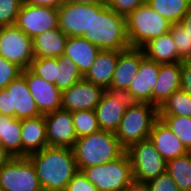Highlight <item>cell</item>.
Here are the masks:
<instances>
[{
    "mask_svg": "<svg viewBox=\"0 0 191 191\" xmlns=\"http://www.w3.org/2000/svg\"><path fill=\"white\" fill-rule=\"evenodd\" d=\"M43 191H65L68 183L79 171L73 150L47 146L30 154Z\"/></svg>",
    "mask_w": 191,
    "mask_h": 191,
    "instance_id": "cell-1",
    "label": "cell"
},
{
    "mask_svg": "<svg viewBox=\"0 0 191 191\" xmlns=\"http://www.w3.org/2000/svg\"><path fill=\"white\" fill-rule=\"evenodd\" d=\"M81 37L100 50L124 51L130 48L126 17L115 13L107 5H97V11H91L90 28Z\"/></svg>",
    "mask_w": 191,
    "mask_h": 191,
    "instance_id": "cell-2",
    "label": "cell"
},
{
    "mask_svg": "<svg viewBox=\"0 0 191 191\" xmlns=\"http://www.w3.org/2000/svg\"><path fill=\"white\" fill-rule=\"evenodd\" d=\"M72 150L79 170L112 162L126 152L116 135L104 130L77 138Z\"/></svg>",
    "mask_w": 191,
    "mask_h": 191,
    "instance_id": "cell-3",
    "label": "cell"
},
{
    "mask_svg": "<svg viewBox=\"0 0 191 191\" xmlns=\"http://www.w3.org/2000/svg\"><path fill=\"white\" fill-rule=\"evenodd\" d=\"M158 119L157 107L151 103H139L136 107L125 110L114 134L121 146L127 150L131 145L147 140L154 123Z\"/></svg>",
    "mask_w": 191,
    "mask_h": 191,
    "instance_id": "cell-4",
    "label": "cell"
},
{
    "mask_svg": "<svg viewBox=\"0 0 191 191\" xmlns=\"http://www.w3.org/2000/svg\"><path fill=\"white\" fill-rule=\"evenodd\" d=\"M126 25L131 48H141L151 39L169 32L172 26L147 3L126 17Z\"/></svg>",
    "mask_w": 191,
    "mask_h": 191,
    "instance_id": "cell-5",
    "label": "cell"
},
{
    "mask_svg": "<svg viewBox=\"0 0 191 191\" xmlns=\"http://www.w3.org/2000/svg\"><path fill=\"white\" fill-rule=\"evenodd\" d=\"M79 171L99 191H123L133 180L132 165L126 152L112 162L81 168Z\"/></svg>",
    "mask_w": 191,
    "mask_h": 191,
    "instance_id": "cell-6",
    "label": "cell"
},
{
    "mask_svg": "<svg viewBox=\"0 0 191 191\" xmlns=\"http://www.w3.org/2000/svg\"><path fill=\"white\" fill-rule=\"evenodd\" d=\"M140 102L126 89L107 88L94 109L100 130L115 133L125 110L136 107Z\"/></svg>",
    "mask_w": 191,
    "mask_h": 191,
    "instance_id": "cell-7",
    "label": "cell"
},
{
    "mask_svg": "<svg viewBox=\"0 0 191 191\" xmlns=\"http://www.w3.org/2000/svg\"><path fill=\"white\" fill-rule=\"evenodd\" d=\"M0 114L20 120L41 115L29 91L25 70L6 88L0 90Z\"/></svg>",
    "mask_w": 191,
    "mask_h": 191,
    "instance_id": "cell-8",
    "label": "cell"
},
{
    "mask_svg": "<svg viewBox=\"0 0 191 191\" xmlns=\"http://www.w3.org/2000/svg\"><path fill=\"white\" fill-rule=\"evenodd\" d=\"M126 153L132 165L133 180L148 182L166 172L167 161L149 139L131 145Z\"/></svg>",
    "mask_w": 191,
    "mask_h": 191,
    "instance_id": "cell-9",
    "label": "cell"
},
{
    "mask_svg": "<svg viewBox=\"0 0 191 191\" xmlns=\"http://www.w3.org/2000/svg\"><path fill=\"white\" fill-rule=\"evenodd\" d=\"M0 191H43L28 157H11L0 169Z\"/></svg>",
    "mask_w": 191,
    "mask_h": 191,
    "instance_id": "cell-10",
    "label": "cell"
},
{
    "mask_svg": "<svg viewBox=\"0 0 191 191\" xmlns=\"http://www.w3.org/2000/svg\"><path fill=\"white\" fill-rule=\"evenodd\" d=\"M0 56L22 70L28 69L34 59L32 39L16 25L5 26L0 38Z\"/></svg>",
    "mask_w": 191,
    "mask_h": 191,
    "instance_id": "cell-11",
    "label": "cell"
},
{
    "mask_svg": "<svg viewBox=\"0 0 191 191\" xmlns=\"http://www.w3.org/2000/svg\"><path fill=\"white\" fill-rule=\"evenodd\" d=\"M15 25L34 39L42 32L58 28V10L50 6H32L23 3Z\"/></svg>",
    "mask_w": 191,
    "mask_h": 191,
    "instance_id": "cell-12",
    "label": "cell"
},
{
    "mask_svg": "<svg viewBox=\"0 0 191 191\" xmlns=\"http://www.w3.org/2000/svg\"><path fill=\"white\" fill-rule=\"evenodd\" d=\"M58 28L67 36L81 37L88 33L91 11H97L96 4H74L65 2L58 9Z\"/></svg>",
    "mask_w": 191,
    "mask_h": 191,
    "instance_id": "cell-13",
    "label": "cell"
},
{
    "mask_svg": "<svg viewBox=\"0 0 191 191\" xmlns=\"http://www.w3.org/2000/svg\"><path fill=\"white\" fill-rule=\"evenodd\" d=\"M104 91L102 87L82 78L69 89L62 91L61 109L70 112L94 110Z\"/></svg>",
    "mask_w": 191,
    "mask_h": 191,
    "instance_id": "cell-14",
    "label": "cell"
},
{
    "mask_svg": "<svg viewBox=\"0 0 191 191\" xmlns=\"http://www.w3.org/2000/svg\"><path fill=\"white\" fill-rule=\"evenodd\" d=\"M48 146L72 149L77 136L71 112L58 109L44 115Z\"/></svg>",
    "mask_w": 191,
    "mask_h": 191,
    "instance_id": "cell-15",
    "label": "cell"
},
{
    "mask_svg": "<svg viewBox=\"0 0 191 191\" xmlns=\"http://www.w3.org/2000/svg\"><path fill=\"white\" fill-rule=\"evenodd\" d=\"M25 79L41 115L61 109L62 92L55 84L37 76L29 68L25 69Z\"/></svg>",
    "mask_w": 191,
    "mask_h": 191,
    "instance_id": "cell-16",
    "label": "cell"
},
{
    "mask_svg": "<svg viewBox=\"0 0 191 191\" xmlns=\"http://www.w3.org/2000/svg\"><path fill=\"white\" fill-rule=\"evenodd\" d=\"M182 62L159 64L156 85L152 91V105L158 109L168 97L181 89Z\"/></svg>",
    "mask_w": 191,
    "mask_h": 191,
    "instance_id": "cell-17",
    "label": "cell"
},
{
    "mask_svg": "<svg viewBox=\"0 0 191 191\" xmlns=\"http://www.w3.org/2000/svg\"><path fill=\"white\" fill-rule=\"evenodd\" d=\"M144 57L141 48L130 47L124 51H119L118 62L109 88L128 90Z\"/></svg>",
    "mask_w": 191,
    "mask_h": 191,
    "instance_id": "cell-18",
    "label": "cell"
},
{
    "mask_svg": "<svg viewBox=\"0 0 191 191\" xmlns=\"http://www.w3.org/2000/svg\"><path fill=\"white\" fill-rule=\"evenodd\" d=\"M159 63L144 57L141 60L138 72L130 84L128 91L140 103L152 104V91L157 82Z\"/></svg>",
    "mask_w": 191,
    "mask_h": 191,
    "instance_id": "cell-19",
    "label": "cell"
},
{
    "mask_svg": "<svg viewBox=\"0 0 191 191\" xmlns=\"http://www.w3.org/2000/svg\"><path fill=\"white\" fill-rule=\"evenodd\" d=\"M148 139L166 161L189 152L179 138L160 119L154 123Z\"/></svg>",
    "mask_w": 191,
    "mask_h": 191,
    "instance_id": "cell-20",
    "label": "cell"
},
{
    "mask_svg": "<svg viewBox=\"0 0 191 191\" xmlns=\"http://www.w3.org/2000/svg\"><path fill=\"white\" fill-rule=\"evenodd\" d=\"M22 157L41 151L48 146L44 115L21 119Z\"/></svg>",
    "mask_w": 191,
    "mask_h": 191,
    "instance_id": "cell-21",
    "label": "cell"
},
{
    "mask_svg": "<svg viewBox=\"0 0 191 191\" xmlns=\"http://www.w3.org/2000/svg\"><path fill=\"white\" fill-rule=\"evenodd\" d=\"M119 51L100 50L83 78L104 90L110 87L118 62Z\"/></svg>",
    "mask_w": 191,
    "mask_h": 191,
    "instance_id": "cell-22",
    "label": "cell"
},
{
    "mask_svg": "<svg viewBox=\"0 0 191 191\" xmlns=\"http://www.w3.org/2000/svg\"><path fill=\"white\" fill-rule=\"evenodd\" d=\"M100 49L83 37H68L65 43L64 54L69 57L84 76L94 63Z\"/></svg>",
    "mask_w": 191,
    "mask_h": 191,
    "instance_id": "cell-23",
    "label": "cell"
},
{
    "mask_svg": "<svg viewBox=\"0 0 191 191\" xmlns=\"http://www.w3.org/2000/svg\"><path fill=\"white\" fill-rule=\"evenodd\" d=\"M67 38L59 28L37 35L32 39L34 58H57L63 55Z\"/></svg>",
    "mask_w": 191,
    "mask_h": 191,
    "instance_id": "cell-24",
    "label": "cell"
},
{
    "mask_svg": "<svg viewBox=\"0 0 191 191\" xmlns=\"http://www.w3.org/2000/svg\"><path fill=\"white\" fill-rule=\"evenodd\" d=\"M141 49L145 57L159 64L182 62L170 32L151 39Z\"/></svg>",
    "mask_w": 191,
    "mask_h": 191,
    "instance_id": "cell-25",
    "label": "cell"
},
{
    "mask_svg": "<svg viewBox=\"0 0 191 191\" xmlns=\"http://www.w3.org/2000/svg\"><path fill=\"white\" fill-rule=\"evenodd\" d=\"M0 144L12 157H22L20 119L0 114Z\"/></svg>",
    "mask_w": 191,
    "mask_h": 191,
    "instance_id": "cell-26",
    "label": "cell"
},
{
    "mask_svg": "<svg viewBox=\"0 0 191 191\" xmlns=\"http://www.w3.org/2000/svg\"><path fill=\"white\" fill-rule=\"evenodd\" d=\"M166 171L180 191H191V152L167 161Z\"/></svg>",
    "mask_w": 191,
    "mask_h": 191,
    "instance_id": "cell-27",
    "label": "cell"
},
{
    "mask_svg": "<svg viewBox=\"0 0 191 191\" xmlns=\"http://www.w3.org/2000/svg\"><path fill=\"white\" fill-rule=\"evenodd\" d=\"M147 4L171 24H177L188 11L191 0H149Z\"/></svg>",
    "mask_w": 191,
    "mask_h": 191,
    "instance_id": "cell-28",
    "label": "cell"
},
{
    "mask_svg": "<svg viewBox=\"0 0 191 191\" xmlns=\"http://www.w3.org/2000/svg\"><path fill=\"white\" fill-rule=\"evenodd\" d=\"M159 115L191 117V95L183 90L173 92L158 109Z\"/></svg>",
    "mask_w": 191,
    "mask_h": 191,
    "instance_id": "cell-29",
    "label": "cell"
},
{
    "mask_svg": "<svg viewBox=\"0 0 191 191\" xmlns=\"http://www.w3.org/2000/svg\"><path fill=\"white\" fill-rule=\"evenodd\" d=\"M57 59L59 67H57L55 85L62 92L81 80L83 76L79 72L77 65L69 57L61 55Z\"/></svg>",
    "mask_w": 191,
    "mask_h": 191,
    "instance_id": "cell-30",
    "label": "cell"
},
{
    "mask_svg": "<svg viewBox=\"0 0 191 191\" xmlns=\"http://www.w3.org/2000/svg\"><path fill=\"white\" fill-rule=\"evenodd\" d=\"M159 119L179 138L191 152V117L159 115Z\"/></svg>",
    "mask_w": 191,
    "mask_h": 191,
    "instance_id": "cell-31",
    "label": "cell"
},
{
    "mask_svg": "<svg viewBox=\"0 0 191 191\" xmlns=\"http://www.w3.org/2000/svg\"><path fill=\"white\" fill-rule=\"evenodd\" d=\"M74 130L77 138L100 131L94 110H79L71 112Z\"/></svg>",
    "mask_w": 191,
    "mask_h": 191,
    "instance_id": "cell-32",
    "label": "cell"
},
{
    "mask_svg": "<svg viewBox=\"0 0 191 191\" xmlns=\"http://www.w3.org/2000/svg\"><path fill=\"white\" fill-rule=\"evenodd\" d=\"M57 58H34L29 69L49 83L55 84L57 78Z\"/></svg>",
    "mask_w": 191,
    "mask_h": 191,
    "instance_id": "cell-33",
    "label": "cell"
},
{
    "mask_svg": "<svg viewBox=\"0 0 191 191\" xmlns=\"http://www.w3.org/2000/svg\"><path fill=\"white\" fill-rule=\"evenodd\" d=\"M177 47L178 56L182 61L191 60V37L179 24H172L169 31Z\"/></svg>",
    "mask_w": 191,
    "mask_h": 191,
    "instance_id": "cell-34",
    "label": "cell"
},
{
    "mask_svg": "<svg viewBox=\"0 0 191 191\" xmlns=\"http://www.w3.org/2000/svg\"><path fill=\"white\" fill-rule=\"evenodd\" d=\"M23 0H0V25H15Z\"/></svg>",
    "mask_w": 191,
    "mask_h": 191,
    "instance_id": "cell-35",
    "label": "cell"
},
{
    "mask_svg": "<svg viewBox=\"0 0 191 191\" xmlns=\"http://www.w3.org/2000/svg\"><path fill=\"white\" fill-rule=\"evenodd\" d=\"M22 71L20 67L0 56V90L6 88Z\"/></svg>",
    "mask_w": 191,
    "mask_h": 191,
    "instance_id": "cell-36",
    "label": "cell"
},
{
    "mask_svg": "<svg viewBox=\"0 0 191 191\" xmlns=\"http://www.w3.org/2000/svg\"><path fill=\"white\" fill-rule=\"evenodd\" d=\"M146 183L149 191H180L178 185L167 171Z\"/></svg>",
    "mask_w": 191,
    "mask_h": 191,
    "instance_id": "cell-37",
    "label": "cell"
},
{
    "mask_svg": "<svg viewBox=\"0 0 191 191\" xmlns=\"http://www.w3.org/2000/svg\"><path fill=\"white\" fill-rule=\"evenodd\" d=\"M144 0H107V6L115 13L127 17L139 6L144 5Z\"/></svg>",
    "mask_w": 191,
    "mask_h": 191,
    "instance_id": "cell-38",
    "label": "cell"
},
{
    "mask_svg": "<svg viewBox=\"0 0 191 191\" xmlns=\"http://www.w3.org/2000/svg\"><path fill=\"white\" fill-rule=\"evenodd\" d=\"M65 191H99L81 171H78L68 183Z\"/></svg>",
    "mask_w": 191,
    "mask_h": 191,
    "instance_id": "cell-39",
    "label": "cell"
},
{
    "mask_svg": "<svg viewBox=\"0 0 191 191\" xmlns=\"http://www.w3.org/2000/svg\"><path fill=\"white\" fill-rule=\"evenodd\" d=\"M181 90L191 95V60L182 61Z\"/></svg>",
    "mask_w": 191,
    "mask_h": 191,
    "instance_id": "cell-40",
    "label": "cell"
},
{
    "mask_svg": "<svg viewBox=\"0 0 191 191\" xmlns=\"http://www.w3.org/2000/svg\"><path fill=\"white\" fill-rule=\"evenodd\" d=\"M66 0H23V3L32 5V6H50L54 8L61 7Z\"/></svg>",
    "mask_w": 191,
    "mask_h": 191,
    "instance_id": "cell-41",
    "label": "cell"
},
{
    "mask_svg": "<svg viewBox=\"0 0 191 191\" xmlns=\"http://www.w3.org/2000/svg\"><path fill=\"white\" fill-rule=\"evenodd\" d=\"M123 191H149L146 182L132 180Z\"/></svg>",
    "mask_w": 191,
    "mask_h": 191,
    "instance_id": "cell-42",
    "label": "cell"
},
{
    "mask_svg": "<svg viewBox=\"0 0 191 191\" xmlns=\"http://www.w3.org/2000/svg\"><path fill=\"white\" fill-rule=\"evenodd\" d=\"M179 24L185 29V31L191 37V5L189 6L188 11L186 12L182 20L179 22Z\"/></svg>",
    "mask_w": 191,
    "mask_h": 191,
    "instance_id": "cell-43",
    "label": "cell"
},
{
    "mask_svg": "<svg viewBox=\"0 0 191 191\" xmlns=\"http://www.w3.org/2000/svg\"><path fill=\"white\" fill-rule=\"evenodd\" d=\"M74 4H96V5H106L107 0H66Z\"/></svg>",
    "mask_w": 191,
    "mask_h": 191,
    "instance_id": "cell-44",
    "label": "cell"
},
{
    "mask_svg": "<svg viewBox=\"0 0 191 191\" xmlns=\"http://www.w3.org/2000/svg\"><path fill=\"white\" fill-rule=\"evenodd\" d=\"M12 156L0 144V169L10 160Z\"/></svg>",
    "mask_w": 191,
    "mask_h": 191,
    "instance_id": "cell-45",
    "label": "cell"
},
{
    "mask_svg": "<svg viewBox=\"0 0 191 191\" xmlns=\"http://www.w3.org/2000/svg\"><path fill=\"white\" fill-rule=\"evenodd\" d=\"M4 29H5V26L0 25V38H1L2 34H3V32H4Z\"/></svg>",
    "mask_w": 191,
    "mask_h": 191,
    "instance_id": "cell-46",
    "label": "cell"
}]
</instances>
